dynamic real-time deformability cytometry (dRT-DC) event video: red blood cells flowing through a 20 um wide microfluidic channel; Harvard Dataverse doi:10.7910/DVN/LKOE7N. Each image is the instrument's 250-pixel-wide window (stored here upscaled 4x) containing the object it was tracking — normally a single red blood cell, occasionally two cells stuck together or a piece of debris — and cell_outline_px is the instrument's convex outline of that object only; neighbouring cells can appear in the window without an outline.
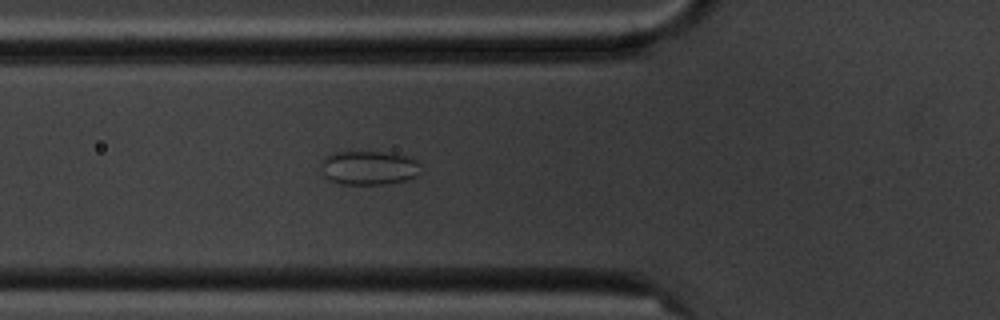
{"species": "common noctule bat (a hibernating species)", "species_latin": "Nyctalus noctula", "temperature_condition": "cold", "stored_images_in_passage": 5, "camera_frame_rate_fps": 3000, "um_per_image_px": 0.085, "animal": {"sex": "male", "body_mass_g": 20.1, "forearm_length_mm": 53.5}, "frame": {"image": 1, "passage_image": 5, "time_ms": 4.667, "image_size_px": [1000, 320], "cell_outline_px": [[424, 172], [416, 176], [404, 180], [384, 184], [340, 184], [328, 180], [320, 172], [324, 156], [332, 152], [380, 152], [404, 156], [416, 160], [420, 164]], "centroid_in_image_um": [31.33, 14.27], "position_along_channel_um": 94.5, "area_um2": 19.94}}